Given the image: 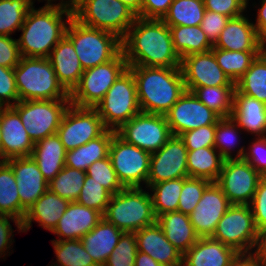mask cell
Masks as SVG:
<instances>
[{"mask_svg":"<svg viewBox=\"0 0 266 266\" xmlns=\"http://www.w3.org/2000/svg\"><path fill=\"white\" fill-rule=\"evenodd\" d=\"M121 46L128 66L181 67L169 26L162 19L137 16Z\"/></svg>","mask_w":266,"mask_h":266,"instance_id":"6da1fadb","label":"cell"},{"mask_svg":"<svg viewBox=\"0 0 266 266\" xmlns=\"http://www.w3.org/2000/svg\"><path fill=\"white\" fill-rule=\"evenodd\" d=\"M72 17L73 8L61 3H46L39 9L32 6L19 29L22 30L21 37L17 39L21 57L48 58L66 35Z\"/></svg>","mask_w":266,"mask_h":266,"instance_id":"7a4b0ae2","label":"cell"},{"mask_svg":"<svg viewBox=\"0 0 266 266\" xmlns=\"http://www.w3.org/2000/svg\"><path fill=\"white\" fill-rule=\"evenodd\" d=\"M141 112L165 115L186 91L181 67L128 66Z\"/></svg>","mask_w":266,"mask_h":266,"instance_id":"3957f363","label":"cell"},{"mask_svg":"<svg viewBox=\"0 0 266 266\" xmlns=\"http://www.w3.org/2000/svg\"><path fill=\"white\" fill-rule=\"evenodd\" d=\"M14 74L20 101L70 99L48 58L21 57Z\"/></svg>","mask_w":266,"mask_h":266,"instance_id":"277c9868","label":"cell"},{"mask_svg":"<svg viewBox=\"0 0 266 266\" xmlns=\"http://www.w3.org/2000/svg\"><path fill=\"white\" fill-rule=\"evenodd\" d=\"M103 218L123 232L135 233L156 223L152 196L142 187L123 188L111 195Z\"/></svg>","mask_w":266,"mask_h":266,"instance_id":"5b68a950","label":"cell"},{"mask_svg":"<svg viewBox=\"0 0 266 266\" xmlns=\"http://www.w3.org/2000/svg\"><path fill=\"white\" fill-rule=\"evenodd\" d=\"M73 44L83 70L112 60L121 50V39L115 34L88 27L71 18L65 35Z\"/></svg>","mask_w":266,"mask_h":266,"instance_id":"8992f818","label":"cell"},{"mask_svg":"<svg viewBox=\"0 0 266 266\" xmlns=\"http://www.w3.org/2000/svg\"><path fill=\"white\" fill-rule=\"evenodd\" d=\"M81 24L115 34L121 40L137 15L119 0H81L73 7Z\"/></svg>","mask_w":266,"mask_h":266,"instance_id":"52a82bcc","label":"cell"},{"mask_svg":"<svg viewBox=\"0 0 266 266\" xmlns=\"http://www.w3.org/2000/svg\"><path fill=\"white\" fill-rule=\"evenodd\" d=\"M106 129L117 131L141 112L134 75L127 69L94 107Z\"/></svg>","mask_w":266,"mask_h":266,"instance_id":"ba28073f","label":"cell"},{"mask_svg":"<svg viewBox=\"0 0 266 266\" xmlns=\"http://www.w3.org/2000/svg\"><path fill=\"white\" fill-rule=\"evenodd\" d=\"M127 69L128 63L121 50L112 60L84 70L79 83L69 94L71 104L94 108Z\"/></svg>","mask_w":266,"mask_h":266,"instance_id":"9c48e42d","label":"cell"},{"mask_svg":"<svg viewBox=\"0 0 266 266\" xmlns=\"http://www.w3.org/2000/svg\"><path fill=\"white\" fill-rule=\"evenodd\" d=\"M71 104L70 99L27 100L11 106L20 116L33 143L57 134L61 119Z\"/></svg>","mask_w":266,"mask_h":266,"instance_id":"30bf717a","label":"cell"},{"mask_svg":"<svg viewBox=\"0 0 266 266\" xmlns=\"http://www.w3.org/2000/svg\"><path fill=\"white\" fill-rule=\"evenodd\" d=\"M211 238L238 253H250L257 248L259 232L250 205L232 204L218 222Z\"/></svg>","mask_w":266,"mask_h":266,"instance_id":"8fae6325","label":"cell"},{"mask_svg":"<svg viewBox=\"0 0 266 266\" xmlns=\"http://www.w3.org/2000/svg\"><path fill=\"white\" fill-rule=\"evenodd\" d=\"M109 158L118 180L124 188L141 187L147 183L151 154L126 143L116 133L112 137Z\"/></svg>","mask_w":266,"mask_h":266,"instance_id":"7c38bea8","label":"cell"},{"mask_svg":"<svg viewBox=\"0 0 266 266\" xmlns=\"http://www.w3.org/2000/svg\"><path fill=\"white\" fill-rule=\"evenodd\" d=\"M116 134L126 143L150 154L163 147L172 136L165 115L140 112L123 124Z\"/></svg>","mask_w":266,"mask_h":266,"instance_id":"4fadbf2b","label":"cell"},{"mask_svg":"<svg viewBox=\"0 0 266 266\" xmlns=\"http://www.w3.org/2000/svg\"><path fill=\"white\" fill-rule=\"evenodd\" d=\"M105 130L95 108L70 104L61 119L57 135L65 150L70 151L97 138Z\"/></svg>","mask_w":266,"mask_h":266,"instance_id":"5bb4252c","label":"cell"},{"mask_svg":"<svg viewBox=\"0 0 266 266\" xmlns=\"http://www.w3.org/2000/svg\"><path fill=\"white\" fill-rule=\"evenodd\" d=\"M262 176L246 160H224L216 184L231 204L250 205Z\"/></svg>","mask_w":266,"mask_h":266,"instance_id":"9a60e30c","label":"cell"},{"mask_svg":"<svg viewBox=\"0 0 266 266\" xmlns=\"http://www.w3.org/2000/svg\"><path fill=\"white\" fill-rule=\"evenodd\" d=\"M172 135L217 124L221 117L204 105L193 92L185 91L165 114Z\"/></svg>","mask_w":266,"mask_h":266,"instance_id":"2e32d148","label":"cell"},{"mask_svg":"<svg viewBox=\"0 0 266 266\" xmlns=\"http://www.w3.org/2000/svg\"><path fill=\"white\" fill-rule=\"evenodd\" d=\"M187 152L183 139L172 135L163 147L151 154L146 188L162 181L187 178Z\"/></svg>","mask_w":266,"mask_h":266,"instance_id":"e0dca14e","label":"cell"},{"mask_svg":"<svg viewBox=\"0 0 266 266\" xmlns=\"http://www.w3.org/2000/svg\"><path fill=\"white\" fill-rule=\"evenodd\" d=\"M181 71L185 89L190 92L196 87L235 86L218 65L212 50L182 58Z\"/></svg>","mask_w":266,"mask_h":266,"instance_id":"ac0fdd59","label":"cell"},{"mask_svg":"<svg viewBox=\"0 0 266 266\" xmlns=\"http://www.w3.org/2000/svg\"><path fill=\"white\" fill-rule=\"evenodd\" d=\"M14 173L20 198V221L40 196L48 190L37 163L32 157H14L6 160Z\"/></svg>","mask_w":266,"mask_h":266,"instance_id":"d6986e66","label":"cell"},{"mask_svg":"<svg viewBox=\"0 0 266 266\" xmlns=\"http://www.w3.org/2000/svg\"><path fill=\"white\" fill-rule=\"evenodd\" d=\"M231 205L215 182H211L205 188L197 206L189 215L190 222L199 238L213 235L218 222Z\"/></svg>","mask_w":266,"mask_h":266,"instance_id":"ffe728a7","label":"cell"},{"mask_svg":"<svg viewBox=\"0 0 266 266\" xmlns=\"http://www.w3.org/2000/svg\"><path fill=\"white\" fill-rule=\"evenodd\" d=\"M2 162L14 157H31L34 143L19 114L11 107H0Z\"/></svg>","mask_w":266,"mask_h":266,"instance_id":"44dd1931","label":"cell"},{"mask_svg":"<svg viewBox=\"0 0 266 266\" xmlns=\"http://www.w3.org/2000/svg\"><path fill=\"white\" fill-rule=\"evenodd\" d=\"M102 218L103 214L98 210L76 201L70 202L52 233L58 235L59 239L56 240L81 239L94 229Z\"/></svg>","mask_w":266,"mask_h":266,"instance_id":"7402d4cb","label":"cell"},{"mask_svg":"<svg viewBox=\"0 0 266 266\" xmlns=\"http://www.w3.org/2000/svg\"><path fill=\"white\" fill-rule=\"evenodd\" d=\"M138 251L148 254L163 266H182L183 254L165 236L155 223L135 232Z\"/></svg>","mask_w":266,"mask_h":266,"instance_id":"603a6c76","label":"cell"},{"mask_svg":"<svg viewBox=\"0 0 266 266\" xmlns=\"http://www.w3.org/2000/svg\"><path fill=\"white\" fill-rule=\"evenodd\" d=\"M239 253L211 237H200L183 254L182 266H231Z\"/></svg>","mask_w":266,"mask_h":266,"instance_id":"cb8c5ba5","label":"cell"},{"mask_svg":"<svg viewBox=\"0 0 266 266\" xmlns=\"http://www.w3.org/2000/svg\"><path fill=\"white\" fill-rule=\"evenodd\" d=\"M262 40L245 15L230 18L213 46L227 51H259Z\"/></svg>","mask_w":266,"mask_h":266,"instance_id":"d4e9b609","label":"cell"},{"mask_svg":"<svg viewBox=\"0 0 266 266\" xmlns=\"http://www.w3.org/2000/svg\"><path fill=\"white\" fill-rule=\"evenodd\" d=\"M59 83L70 94L84 72L72 42L64 36L48 57Z\"/></svg>","mask_w":266,"mask_h":266,"instance_id":"484cf974","label":"cell"},{"mask_svg":"<svg viewBox=\"0 0 266 266\" xmlns=\"http://www.w3.org/2000/svg\"><path fill=\"white\" fill-rule=\"evenodd\" d=\"M69 203L68 200L61 198L48 189L27 209L22 220L23 232H27L31 228L32 221H37L39 226L52 232Z\"/></svg>","mask_w":266,"mask_h":266,"instance_id":"4316f807","label":"cell"},{"mask_svg":"<svg viewBox=\"0 0 266 266\" xmlns=\"http://www.w3.org/2000/svg\"><path fill=\"white\" fill-rule=\"evenodd\" d=\"M231 118L241 130L266 137V104L256 98L234 91L233 111Z\"/></svg>","mask_w":266,"mask_h":266,"instance_id":"83f0119b","label":"cell"},{"mask_svg":"<svg viewBox=\"0 0 266 266\" xmlns=\"http://www.w3.org/2000/svg\"><path fill=\"white\" fill-rule=\"evenodd\" d=\"M124 232L104 218L81 238L87 253L98 266H104Z\"/></svg>","mask_w":266,"mask_h":266,"instance_id":"f1b7e54d","label":"cell"},{"mask_svg":"<svg viewBox=\"0 0 266 266\" xmlns=\"http://www.w3.org/2000/svg\"><path fill=\"white\" fill-rule=\"evenodd\" d=\"M156 223L165 233L166 239L182 254L187 252L199 239L189 215L173 211L159 215Z\"/></svg>","mask_w":266,"mask_h":266,"instance_id":"f546056e","label":"cell"},{"mask_svg":"<svg viewBox=\"0 0 266 266\" xmlns=\"http://www.w3.org/2000/svg\"><path fill=\"white\" fill-rule=\"evenodd\" d=\"M66 150L57 134L34 143L31 157L49 183L65 166Z\"/></svg>","mask_w":266,"mask_h":266,"instance_id":"4dcf8cb0","label":"cell"},{"mask_svg":"<svg viewBox=\"0 0 266 266\" xmlns=\"http://www.w3.org/2000/svg\"><path fill=\"white\" fill-rule=\"evenodd\" d=\"M115 133L116 131L106 129L97 138L78 148L66 151L65 166L86 172L92 163L109 156L110 144Z\"/></svg>","mask_w":266,"mask_h":266,"instance_id":"1f68e13d","label":"cell"},{"mask_svg":"<svg viewBox=\"0 0 266 266\" xmlns=\"http://www.w3.org/2000/svg\"><path fill=\"white\" fill-rule=\"evenodd\" d=\"M224 159L214 147H203L187 152L188 177L216 182Z\"/></svg>","mask_w":266,"mask_h":266,"instance_id":"d6a6232c","label":"cell"},{"mask_svg":"<svg viewBox=\"0 0 266 266\" xmlns=\"http://www.w3.org/2000/svg\"><path fill=\"white\" fill-rule=\"evenodd\" d=\"M174 49L180 58L213 48L201 26H169Z\"/></svg>","mask_w":266,"mask_h":266,"instance_id":"836d02e7","label":"cell"},{"mask_svg":"<svg viewBox=\"0 0 266 266\" xmlns=\"http://www.w3.org/2000/svg\"><path fill=\"white\" fill-rule=\"evenodd\" d=\"M205 11L204 0H174L162 20L168 26H199Z\"/></svg>","mask_w":266,"mask_h":266,"instance_id":"e575fe53","label":"cell"},{"mask_svg":"<svg viewBox=\"0 0 266 266\" xmlns=\"http://www.w3.org/2000/svg\"><path fill=\"white\" fill-rule=\"evenodd\" d=\"M235 86L196 87L192 92L209 109L221 118L231 117Z\"/></svg>","mask_w":266,"mask_h":266,"instance_id":"d590c367","label":"cell"},{"mask_svg":"<svg viewBox=\"0 0 266 266\" xmlns=\"http://www.w3.org/2000/svg\"><path fill=\"white\" fill-rule=\"evenodd\" d=\"M183 178L171 179L152 184L149 188L156 218L164 213L178 210Z\"/></svg>","mask_w":266,"mask_h":266,"instance_id":"8d00e7d4","label":"cell"},{"mask_svg":"<svg viewBox=\"0 0 266 266\" xmlns=\"http://www.w3.org/2000/svg\"><path fill=\"white\" fill-rule=\"evenodd\" d=\"M218 65L236 83L249 69L251 63L258 56L259 51H227L221 48H212Z\"/></svg>","mask_w":266,"mask_h":266,"instance_id":"74e56055","label":"cell"},{"mask_svg":"<svg viewBox=\"0 0 266 266\" xmlns=\"http://www.w3.org/2000/svg\"><path fill=\"white\" fill-rule=\"evenodd\" d=\"M235 89L266 104V64L259 56L235 83Z\"/></svg>","mask_w":266,"mask_h":266,"instance_id":"f35d334b","label":"cell"},{"mask_svg":"<svg viewBox=\"0 0 266 266\" xmlns=\"http://www.w3.org/2000/svg\"><path fill=\"white\" fill-rule=\"evenodd\" d=\"M0 215L20 220V198L11 166L0 162Z\"/></svg>","mask_w":266,"mask_h":266,"instance_id":"ab89813d","label":"cell"},{"mask_svg":"<svg viewBox=\"0 0 266 266\" xmlns=\"http://www.w3.org/2000/svg\"><path fill=\"white\" fill-rule=\"evenodd\" d=\"M56 264L51 266H98L87 253L81 239L52 240ZM50 266V265H49Z\"/></svg>","mask_w":266,"mask_h":266,"instance_id":"60d3db41","label":"cell"},{"mask_svg":"<svg viewBox=\"0 0 266 266\" xmlns=\"http://www.w3.org/2000/svg\"><path fill=\"white\" fill-rule=\"evenodd\" d=\"M86 172L68 166L48 183V189L69 202L77 200L83 187Z\"/></svg>","mask_w":266,"mask_h":266,"instance_id":"b9f144b4","label":"cell"},{"mask_svg":"<svg viewBox=\"0 0 266 266\" xmlns=\"http://www.w3.org/2000/svg\"><path fill=\"white\" fill-rule=\"evenodd\" d=\"M33 0H0V35L10 36L19 31Z\"/></svg>","mask_w":266,"mask_h":266,"instance_id":"7bdbcfd3","label":"cell"},{"mask_svg":"<svg viewBox=\"0 0 266 266\" xmlns=\"http://www.w3.org/2000/svg\"><path fill=\"white\" fill-rule=\"evenodd\" d=\"M240 129L231 117L221 118L216 124L214 148L224 160L234 159L231 148L236 147Z\"/></svg>","mask_w":266,"mask_h":266,"instance_id":"ee69618b","label":"cell"},{"mask_svg":"<svg viewBox=\"0 0 266 266\" xmlns=\"http://www.w3.org/2000/svg\"><path fill=\"white\" fill-rule=\"evenodd\" d=\"M111 193L101 184L93 181V178L86 175L83 187L76 202L88 208L105 213L109 204Z\"/></svg>","mask_w":266,"mask_h":266,"instance_id":"f6af8a7d","label":"cell"},{"mask_svg":"<svg viewBox=\"0 0 266 266\" xmlns=\"http://www.w3.org/2000/svg\"><path fill=\"white\" fill-rule=\"evenodd\" d=\"M211 182L202 178H183V187L179 196V212L190 215L197 206L205 188Z\"/></svg>","mask_w":266,"mask_h":266,"instance_id":"bcb514c9","label":"cell"},{"mask_svg":"<svg viewBox=\"0 0 266 266\" xmlns=\"http://www.w3.org/2000/svg\"><path fill=\"white\" fill-rule=\"evenodd\" d=\"M86 175L92 177L93 181L101 184L112 195L124 188L117 178L109 156L92 163L91 166L86 170Z\"/></svg>","mask_w":266,"mask_h":266,"instance_id":"7dc6e473","label":"cell"},{"mask_svg":"<svg viewBox=\"0 0 266 266\" xmlns=\"http://www.w3.org/2000/svg\"><path fill=\"white\" fill-rule=\"evenodd\" d=\"M137 251L135 233L124 232L104 266H134Z\"/></svg>","mask_w":266,"mask_h":266,"instance_id":"c3c4849f","label":"cell"},{"mask_svg":"<svg viewBox=\"0 0 266 266\" xmlns=\"http://www.w3.org/2000/svg\"><path fill=\"white\" fill-rule=\"evenodd\" d=\"M251 144L252 145L248 146V152L245 150V146L240 147L234 159L243 158L250 163L262 177H266V137H257Z\"/></svg>","mask_w":266,"mask_h":266,"instance_id":"681fc988","label":"cell"},{"mask_svg":"<svg viewBox=\"0 0 266 266\" xmlns=\"http://www.w3.org/2000/svg\"><path fill=\"white\" fill-rule=\"evenodd\" d=\"M216 124L206 125L180 135L187 150L214 147Z\"/></svg>","mask_w":266,"mask_h":266,"instance_id":"f907efd6","label":"cell"},{"mask_svg":"<svg viewBox=\"0 0 266 266\" xmlns=\"http://www.w3.org/2000/svg\"><path fill=\"white\" fill-rule=\"evenodd\" d=\"M19 101L14 68L0 66V107L13 106Z\"/></svg>","mask_w":266,"mask_h":266,"instance_id":"816d5d0a","label":"cell"},{"mask_svg":"<svg viewBox=\"0 0 266 266\" xmlns=\"http://www.w3.org/2000/svg\"><path fill=\"white\" fill-rule=\"evenodd\" d=\"M258 232L266 229V177L258 182L253 200L250 204Z\"/></svg>","mask_w":266,"mask_h":266,"instance_id":"f5cc1de1","label":"cell"},{"mask_svg":"<svg viewBox=\"0 0 266 266\" xmlns=\"http://www.w3.org/2000/svg\"><path fill=\"white\" fill-rule=\"evenodd\" d=\"M204 4L207 11L236 18L243 15L248 6V0H204Z\"/></svg>","mask_w":266,"mask_h":266,"instance_id":"db71d44e","label":"cell"},{"mask_svg":"<svg viewBox=\"0 0 266 266\" xmlns=\"http://www.w3.org/2000/svg\"><path fill=\"white\" fill-rule=\"evenodd\" d=\"M229 19L230 17L221 15L218 12L205 11L200 26L213 46L217 42L220 33L223 31Z\"/></svg>","mask_w":266,"mask_h":266,"instance_id":"11a10c76","label":"cell"},{"mask_svg":"<svg viewBox=\"0 0 266 266\" xmlns=\"http://www.w3.org/2000/svg\"><path fill=\"white\" fill-rule=\"evenodd\" d=\"M20 58L17 39L0 35V66L15 68L19 64Z\"/></svg>","mask_w":266,"mask_h":266,"instance_id":"9f6ffc18","label":"cell"},{"mask_svg":"<svg viewBox=\"0 0 266 266\" xmlns=\"http://www.w3.org/2000/svg\"><path fill=\"white\" fill-rule=\"evenodd\" d=\"M174 0H142L141 18L163 19Z\"/></svg>","mask_w":266,"mask_h":266,"instance_id":"6f0895ef","label":"cell"},{"mask_svg":"<svg viewBox=\"0 0 266 266\" xmlns=\"http://www.w3.org/2000/svg\"><path fill=\"white\" fill-rule=\"evenodd\" d=\"M9 219H11V221L13 220V222L16 223L15 225L19 229L18 231L23 232L22 222L20 220L8 215H0V257L4 254L6 255V251L8 253V248L10 250L12 237L14 236V234L12 235L14 231L11 227Z\"/></svg>","mask_w":266,"mask_h":266,"instance_id":"680465c9","label":"cell"},{"mask_svg":"<svg viewBox=\"0 0 266 266\" xmlns=\"http://www.w3.org/2000/svg\"><path fill=\"white\" fill-rule=\"evenodd\" d=\"M231 266H266V261L256 251L252 253H239Z\"/></svg>","mask_w":266,"mask_h":266,"instance_id":"91938a15","label":"cell"},{"mask_svg":"<svg viewBox=\"0 0 266 266\" xmlns=\"http://www.w3.org/2000/svg\"><path fill=\"white\" fill-rule=\"evenodd\" d=\"M260 4L261 7L258 10V16L254 26L259 38L262 41H266V0H261Z\"/></svg>","mask_w":266,"mask_h":266,"instance_id":"94428289","label":"cell"},{"mask_svg":"<svg viewBox=\"0 0 266 266\" xmlns=\"http://www.w3.org/2000/svg\"><path fill=\"white\" fill-rule=\"evenodd\" d=\"M134 266H163L148 254L137 251Z\"/></svg>","mask_w":266,"mask_h":266,"instance_id":"6125c7cd","label":"cell"},{"mask_svg":"<svg viewBox=\"0 0 266 266\" xmlns=\"http://www.w3.org/2000/svg\"><path fill=\"white\" fill-rule=\"evenodd\" d=\"M254 250L266 261V229L259 233L258 245Z\"/></svg>","mask_w":266,"mask_h":266,"instance_id":"be15d7a7","label":"cell"},{"mask_svg":"<svg viewBox=\"0 0 266 266\" xmlns=\"http://www.w3.org/2000/svg\"><path fill=\"white\" fill-rule=\"evenodd\" d=\"M129 7L138 17H141L142 0H119Z\"/></svg>","mask_w":266,"mask_h":266,"instance_id":"e7e4bbea","label":"cell"},{"mask_svg":"<svg viewBox=\"0 0 266 266\" xmlns=\"http://www.w3.org/2000/svg\"><path fill=\"white\" fill-rule=\"evenodd\" d=\"M258 56L265 62L266 64V41H262L259 47Z\"/></svg>","mask_w":266,"mask_h":266,"instance_id":"03108f58","label":"cell"},{"mask_svg":"<svg viewBox=\"0 0 266 266\" xmlns=\"http://www.w3.org/2000/svg\"><path fill=\"white\" fill-rule=\"evenodd\" d=\"M81 0H68V1H64V0H61L60 3L65 5V6H68V7H71L73 8L76 4H78ZM66 2V3H65Z\"/></svg>","mask_w":266,"mask_h":266,"instance_id":"003e7915","label":"cell"},{"mask_svg":"<svg viewBox=\"0 0 266 266\" xmlns=\"http://www.w3.org/2000/svg\"><path fill=\"white\" fill-rule=\"evenodd\" d=\"M0 162H2V140H1V126H0Z\"/></svg>","mask_w":266,"mask_h":266,"instance_id":"a7ac6f4b","label":"cell"},{"mask_svg":"<svg viewBox=\"0 0 266 266\" xmlns=\"http://www.w3.org/2000/svg\"><path fill=\"white\" fill-rule=\"evenodd\" d=\"M38 1H40V0H38ZM45 1H46V0H45ZM52 1H54V0H47L46 3H51Z\"/></svg>","mask_w":266,"mask_h":266,"instance_id":"89a4df30","label":"cell"}]
</instances>
